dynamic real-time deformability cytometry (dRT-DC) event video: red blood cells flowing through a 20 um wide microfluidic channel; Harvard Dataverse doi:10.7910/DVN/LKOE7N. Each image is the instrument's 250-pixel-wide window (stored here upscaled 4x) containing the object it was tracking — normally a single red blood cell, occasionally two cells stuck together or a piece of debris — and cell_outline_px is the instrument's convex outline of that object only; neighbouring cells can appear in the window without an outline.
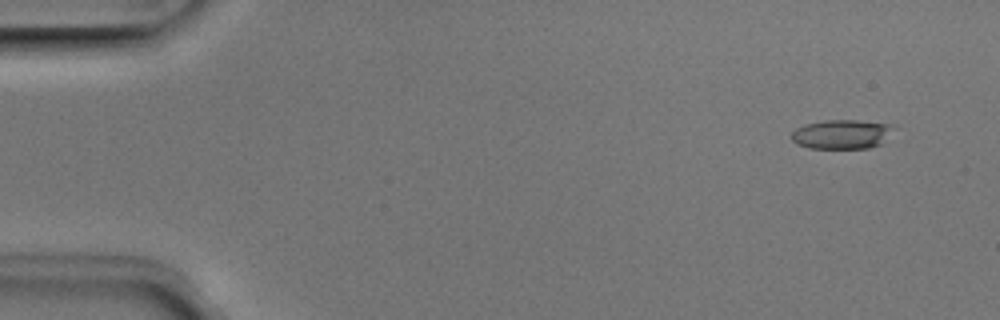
{"species": "Egyptian fruit bat (a non-hibernating species)", "species_latin": "Rousettus aegyptiacus", "temperature_condition": "room temperature", "stored_images_in_passage": 4, "camera_frame_rate_fps": 3000, "um_per_image_px": 0.085, "animal": {"sex": "male"}, "frame": {"image": 1, "passage_image": 1, "time_ms": 0.0, "image_size_px": [1000, 320], "cell_outline_px": [[892, 128], [884, 144], [868, 148], [808, 148], [796, 144], [792, 140], [792, 132], [796, 128], [804, 124], [824, 120], [856, 120], [888, 124]], "centroid_in_image_um": [71.51, 11.42], "position_along_channel_um": 13.5, "area_um2": 17.4}}
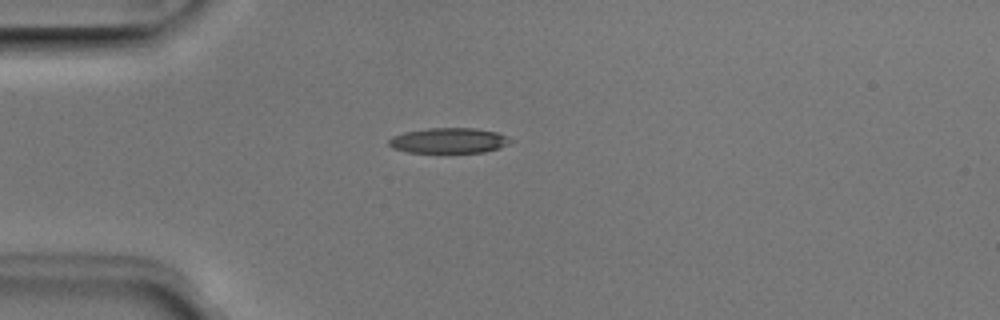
{"frame": {"image": 2, "passage_image": 4, "time_ms": 1.0, "image_size_px": [1000, 320], "cell_outline_px": [[516, 140], [508, 144], [484, 152], [408, 152], [392, 148], [388, 144], [388, 140], [392, 136], [404, 132], [428, 128], [476, 128], [496, 132], [508, 136]], "centroid_in_image_um": [38.15, 11.94], "position_along_channel_um": 46.8, "area_um2": 17.98}}